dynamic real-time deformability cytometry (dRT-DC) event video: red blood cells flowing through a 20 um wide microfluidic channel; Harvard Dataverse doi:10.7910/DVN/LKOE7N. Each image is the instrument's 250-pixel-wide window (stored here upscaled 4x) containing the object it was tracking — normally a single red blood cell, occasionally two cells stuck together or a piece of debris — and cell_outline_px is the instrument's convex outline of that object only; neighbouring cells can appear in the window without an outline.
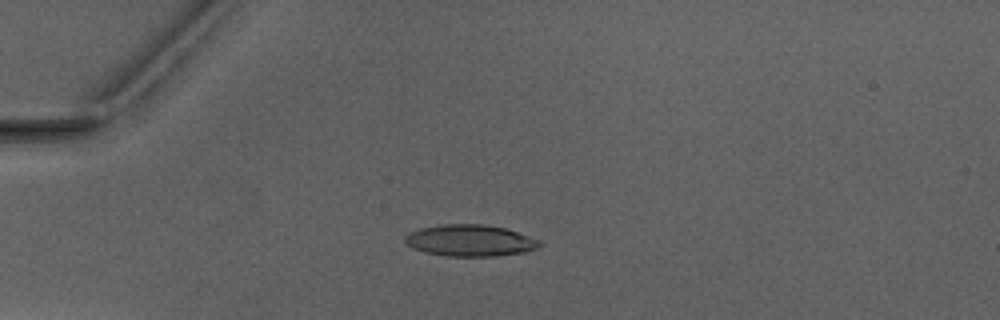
{"species": "Egyptian fruit bat (a non-hibernating species)", "species_latin": "Rousettus aegyptiacus", "temperature_condition": "warm", "stored_images_in_passage": 5, "camera_frame_rate_fps": 3000, "um_per_image_px": 0.085, "animal": {"sex": "male"}, "frame": {"image": 1, "passage_image": 3, "time_ms": 2.667, "image_size_px": [1000, 320], "cell_outline_px": [[540, 244], [536, 248], [524, 252], [492, 256], [448, 256], [424, 252], [412, 248], [404, 240], [404, 236], [408, 232], [420, 228], [444, 224], [484, 224], [504, 228], [540, 240]], "centroid_in_image_um": [39.9, 20.44], "position_along_channel_um": 45.1, "area_um2": 24.57}}
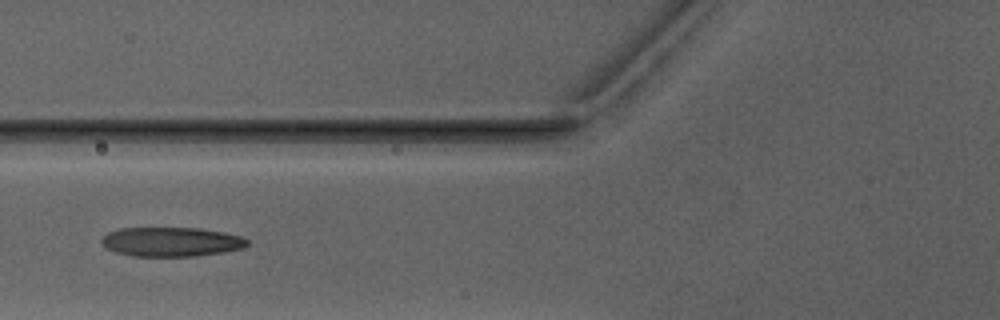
{"frame": {"image": 2, "passage_image": 5, "time_ms": 5.0, "image_size_px": [1000, 320], "cell_outline_px": [[248, 244], [244, 248], [196, 256], [132, 256], [116, 252], [104, 248], [100, 240], [108, 232], [120, 228], [200, 228], [224, 232], [240, 236], [248, 240]], "centroid_in_image_um": [14.53, 20.55], "position_along_channel_um": 111.3, "area_um2": 24.91}}